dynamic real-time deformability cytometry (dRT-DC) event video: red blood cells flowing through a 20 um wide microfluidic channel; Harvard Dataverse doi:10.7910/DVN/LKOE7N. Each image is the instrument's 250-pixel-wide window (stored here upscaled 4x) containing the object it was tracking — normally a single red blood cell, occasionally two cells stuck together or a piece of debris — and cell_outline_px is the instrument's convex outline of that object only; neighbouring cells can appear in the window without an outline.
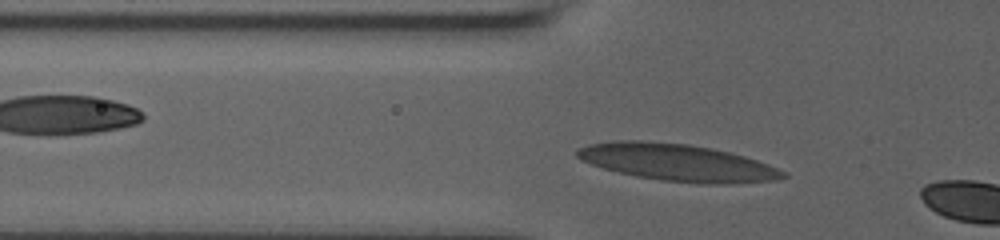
{"species": "human", "species_latin": "Homo sapiens", "temperature_condition": "room temperature", "stored_images_in_passage": 6, "camera_frame_rate_fps": 3000, "um_per_image_px": 0.085, "donor": {"sex": "male"}, "frame": {"image": 1, "passage_image": 3, "time_ms": 0.667, "image_size_px": [1000, 240], "cell_outline_px": [[788, 176], [776, 180], [728, 184], [704, 184], [660, 180], [636, 176], [616, 172], [580, 160], [576, 156], [576, 148], [588, 144], [616, 140], [640, 140], [688, 144], [712, 148], [744, 156], [768, 164], [788, 172]], "centroid_in_image_um": [57.57, 13.81], "position_along_channel_um": 68.2, "area_um2": 44.68}}